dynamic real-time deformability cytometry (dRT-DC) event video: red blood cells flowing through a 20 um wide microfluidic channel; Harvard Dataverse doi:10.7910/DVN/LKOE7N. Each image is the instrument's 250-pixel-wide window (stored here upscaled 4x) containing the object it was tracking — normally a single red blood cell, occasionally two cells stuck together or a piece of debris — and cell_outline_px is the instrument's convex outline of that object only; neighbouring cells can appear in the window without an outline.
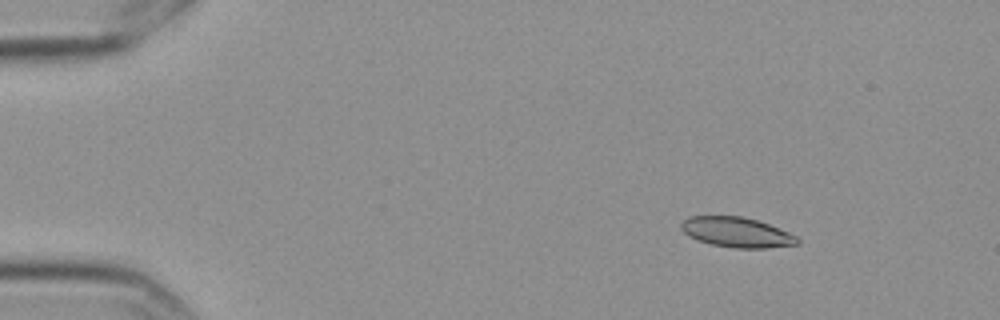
{"species": "Egyptian fruit bat (a non-hibernating species)", "species_latin": "Rousettus aegyptiacus", "temperature_condition": "cold", "stored_images_in_passage": 6, "camera_frame_rate_fps": 3000, "um_per_image_px": 0.085, "frame": {"image": 1, "passage_image": 3, "time_ms": 0.667, "image_size_px": [1000, 320], "cell_outline_px": [[800, 244], [768, 248], [732, 248], [712, 244], [688, 236], [680, 228], [680, 224], [688, 216], [744, 216], [780, 228], [796, 236], [800, 240]], "centroid_in_image_um": [62.63, 19.74], "position_along_channel_um": 22.4, "area_um2": 20.4}}
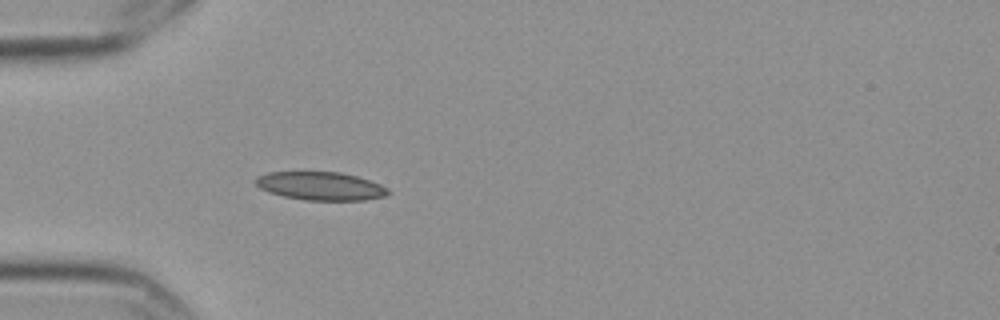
{"frame": {"image": 2, "passage_image": 6, "time_ms": 1.667, "image_size_px": [1000, 320], "cell_outline_px": [[392, 192], [388, 196], [364, 200], [304, 200], [284, 196], [268, 192], [260, 188], [256, 184], [256, 176], [268, 172], [340, 172], [356, 176], [380, 184], [388, 188]], "centroid_in_image_um": [27.28, 15.81], "position_along_channel_um": 57.7, "area_um2": 21.91}}